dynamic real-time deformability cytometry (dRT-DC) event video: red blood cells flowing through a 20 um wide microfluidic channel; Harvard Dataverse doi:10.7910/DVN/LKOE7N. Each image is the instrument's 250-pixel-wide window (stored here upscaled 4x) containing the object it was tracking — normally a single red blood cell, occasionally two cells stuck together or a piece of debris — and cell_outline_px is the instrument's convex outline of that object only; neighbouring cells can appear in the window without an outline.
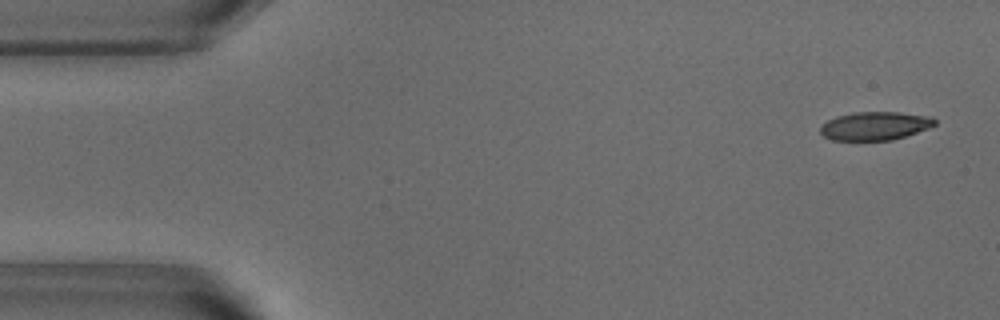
{"species": "common noctule bat (a hibernating species)", "species_latin": "Nyctalus noctula", "temperature_condition": "warm", "stored_images_in_passage": 51, "camera_frame_rate_fps": 3000, "um_per_image_px": 0.085, "animal": {"sex": "male", "body_mass_g": 18.8}, "frame": {"image": 1, "passage_image": 2, "time_ms": 0.333, "image_size_px": [1000, 320], "cell_outline_px": [[936, 124], [928, 128], [892, 140], [832, 140], [824, 136], [820, 132], [820, 128], [828, 120], [836, 116], [852, 112], [900, 112], [932, 116], [936, 120]], "centroid_in_image_um": [74.38, 10.69], "position_along_channel_um": 10.6, "area_um2": 18.9}}
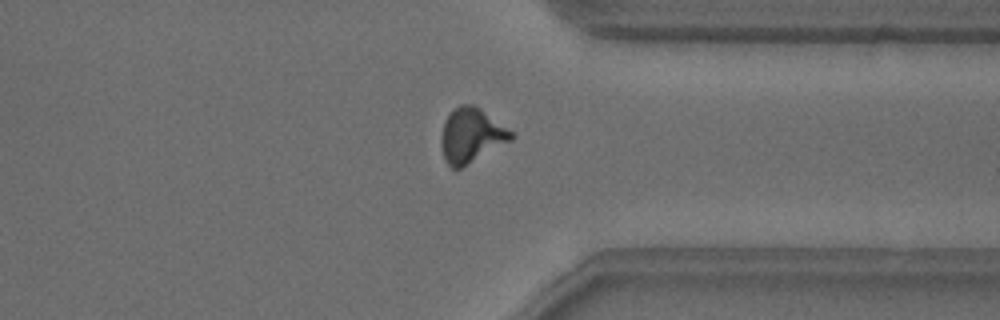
{"frame": {"image": 2, "passage_image": 39, "time_ms": 12.667, "image_size_px": [1000, 320], "cell_outline_px": [[516, 136], [512, 140], [460, 168], [452, 168], [444, 160], [440, 144], [440, 140], [444, 120], [452, 108], [460, 104], [472, 104], [480, 108], [512, 132]], "centroid_in_image_um": [40.02, 11.49], "position_along_channel_um": 371.4, "area_um2": 22.2}}
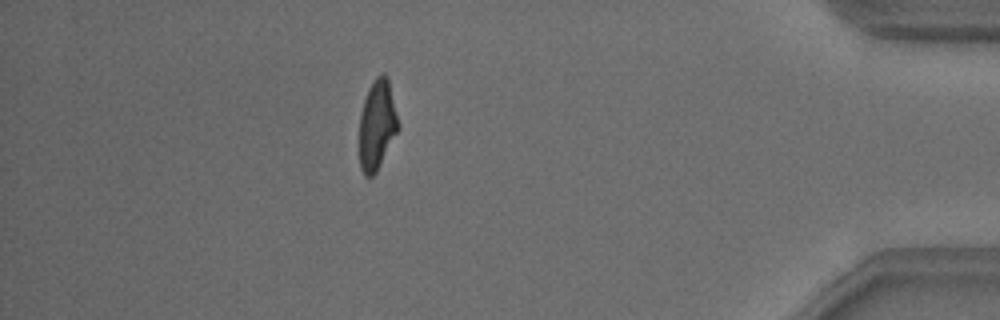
{"frame": {"image": 3, "passage_image": 45, "time_ms": 14.667, "image_size_px": [1000, 320], "cell_outline_px": [[400, 128], [376, 172], [372, 176], [364, 176], [360, 168], [360, 112], [368, 88], [372, 80], [376, 76], [384, 72], [388, 76], [400, 124]], "centroid_in_image_um": [32.07, 10.57], "position_along_channel_um": 403.1, "area_um2": 20.63}, "authors_computed_cell_mechanics": {"area_um2": 20.8658, "velocity_mm_per_s": 3.8498, "shape_relaxation_time_tau1_ms": 3.4067, "shape_relaxation_time_tau2_ms": 1.4033, "deformation_change_tau1": 0.1773, "deformation_change_tau2": 0.1085}}